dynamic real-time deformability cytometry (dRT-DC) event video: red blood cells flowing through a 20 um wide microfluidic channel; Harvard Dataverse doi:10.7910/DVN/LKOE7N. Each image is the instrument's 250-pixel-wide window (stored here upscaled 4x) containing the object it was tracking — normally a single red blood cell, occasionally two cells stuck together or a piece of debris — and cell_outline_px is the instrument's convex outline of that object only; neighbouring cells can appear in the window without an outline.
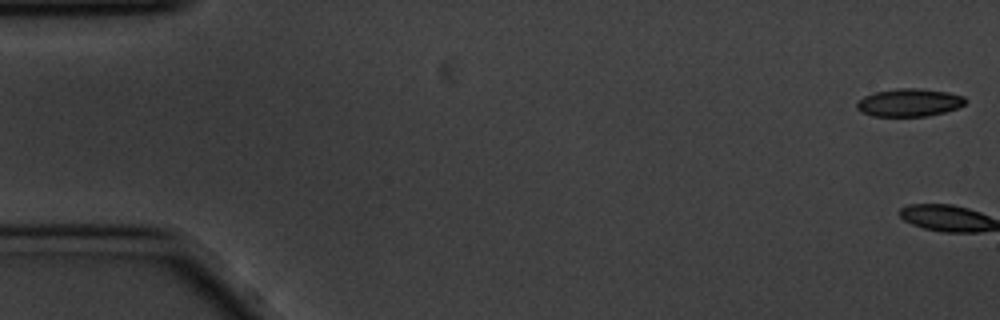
{"species": "common noctule bat (a hibernating species)", "species_latin": "Nyctalus noctula", "temperature_condition": "cold", "stored_images_in_passage": 3, "camera_frame_rate_fps": 3000, "um_per_image_px": 0.085, "animal": {"sex": "male", "body_mass_g": 20.1, "forearm_length_mm": 53.5}, "frame": {"image": 1, "passage_image": 1, "time_ms": 0.0, "image_size_px": [1000, 320], "cell_outline_px": [[968, 100], [964, 104], [956, 108], [944, 112], [928, 116], [872, 116], [860, 112], [856, 108], [856, 104], [864, 96], [872, 92], [896, 88], [920, 88], [948, 92], [964, 96]], "centroid_in_image_um": [77.27, 8.71], "position_along_channel_um": 7.7, "area_um2": 17.8}}